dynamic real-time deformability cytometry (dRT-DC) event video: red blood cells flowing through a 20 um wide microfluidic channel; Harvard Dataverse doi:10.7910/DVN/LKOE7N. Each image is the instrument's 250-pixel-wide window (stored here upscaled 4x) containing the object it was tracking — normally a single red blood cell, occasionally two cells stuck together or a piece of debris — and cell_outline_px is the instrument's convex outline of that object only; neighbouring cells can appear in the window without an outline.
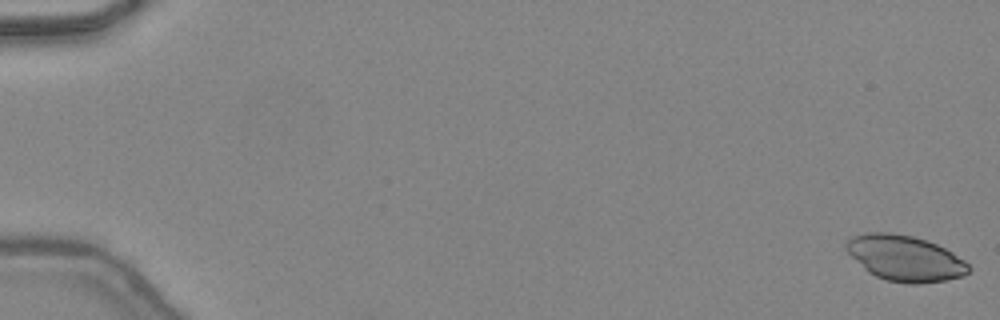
{"species": "common noctule bat (a hibernating species)", "species_latin": "Nyctalus noctula", "temperature_condition": "warm", "stored_images_in_passage": 4, "camera_frame_rate_fps": 3000, "um_per_image_px": 0.085, "animal": {"sex": "female", "body_mass_g": 24.6, "forearm_length_mm": 56.2}, "frame": {"image": 1, "passage_image": 1, "time_ms": 0.0, "image_size_px": [1000, 320], "cell_outline_px": [[972, 268], [964, 276], [944, 280], [920, 284], [908, 284], [888, 280], [876, 276], [868, 272], [844, 248], [844, 244], [852, 236], [864, 232], [888, 232], [912, 236], [936, 244], [952, 252], [964, 260]], "centroid_in_image_um": [76.92, 21.95], "position_along_channel_um": 8.1, "area_um2": 32.48}}